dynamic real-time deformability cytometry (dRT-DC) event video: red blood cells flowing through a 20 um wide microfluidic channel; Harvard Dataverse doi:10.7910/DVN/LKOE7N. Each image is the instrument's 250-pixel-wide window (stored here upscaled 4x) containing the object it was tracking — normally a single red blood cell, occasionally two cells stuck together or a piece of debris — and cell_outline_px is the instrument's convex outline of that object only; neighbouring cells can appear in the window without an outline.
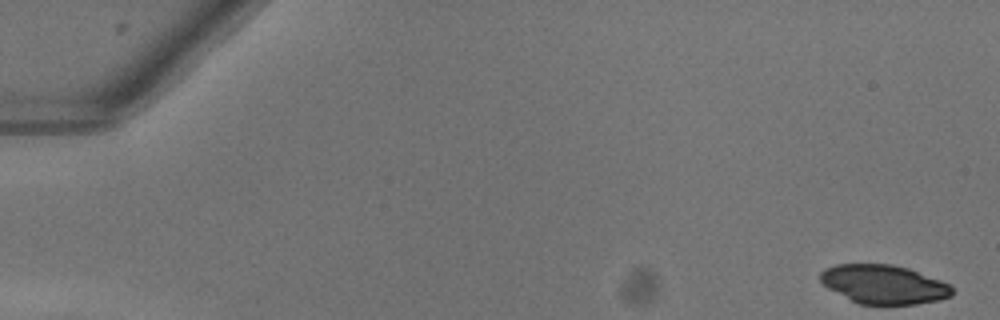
{"species": "common noctule bat (a hibernating species)", "species_latin": "Nyctalus noctula", "temperature_condition": "warm", "stored_images_in_passage": 51, "camera_frame_rate_fps": 3000, "um_per_image_px": 0.085, "animal": {"sex": "female"}, "frame": {"image": 1, "passage_image": 1, "time_ms": 0.0, "image_size_px": [1000, 320], "cell_outline_px": [[952, 296], [940, 300], [916, 304], [860, 304], [828, 288], [820, 280], [820, 272], [824, 268], [836, 264], [892, 264], [908, 268], [940, 280], [948, 284], [952, 288]], "centroid_in_image_um": [75.12, 24.16], "position_along_channel_um": 9.9, "area_um2": 29.71}}